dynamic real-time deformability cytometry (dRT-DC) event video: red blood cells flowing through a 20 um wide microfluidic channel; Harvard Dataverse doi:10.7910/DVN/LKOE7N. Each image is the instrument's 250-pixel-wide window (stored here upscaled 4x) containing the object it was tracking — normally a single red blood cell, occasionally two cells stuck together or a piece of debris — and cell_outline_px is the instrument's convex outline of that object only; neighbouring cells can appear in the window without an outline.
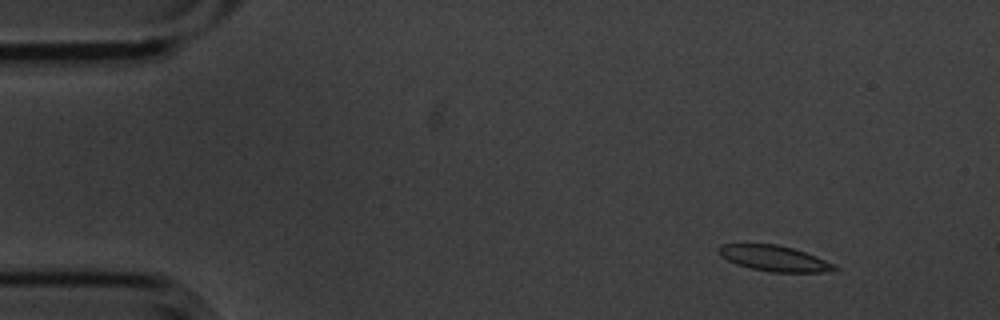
{"species": "common noctule bat (a hibernating species)", "species_latin": "Nyctalus noctula", "temperature_condition": "cold", "stored_images_in_passage": 5, "camera_frame_rate_fps": 3000, "um_per_image_px": 0.085, "animal": {"sex": "male", "body_mass_g": 20.1, "forearm_length_mm": 53.5}, "frame": {"image": 1, "passage_image": 1, "time_ms": 0.0, "image_size_px": [1000, 320], "cell_outline_px": [[840, 268], [824, 272], [768, 272], [736, 264], [720, 256], [716, 248], [720, 244], [776, 244], [792, 248], [816, 256]], "centroid_in_image_um": [65.75, 21.96], "position_along_channel_um": 19.2, "area_um2": 17.17}}
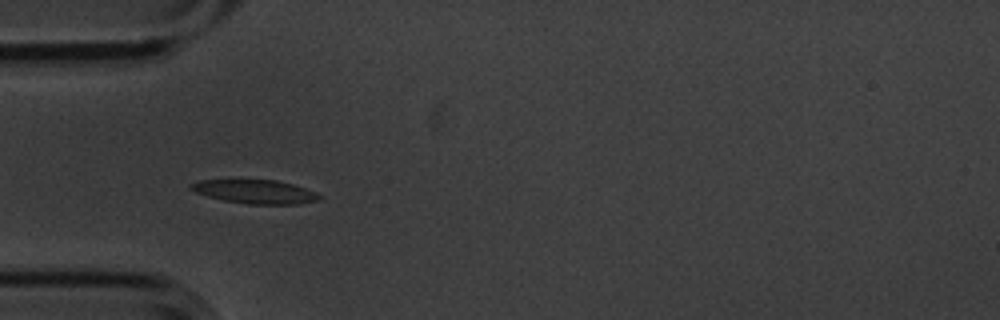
{"frame": {"image": 2, "passage_image": 4, "time_ms": 1.0, "image_size_px": [1000, 320], "cell_outline_px": [[324, 196], [320, 200], [300, 204], [248, 204], [224, 200], [208, 196], [196, 192], [188, 188], [188, 184], [200, 180], [276, 180], [292, 184], [316, 192]], "centroid_in_image_um": [21.71, 16.29], "position_along_channel_um": 63.3, "area_um2": 17.8}}
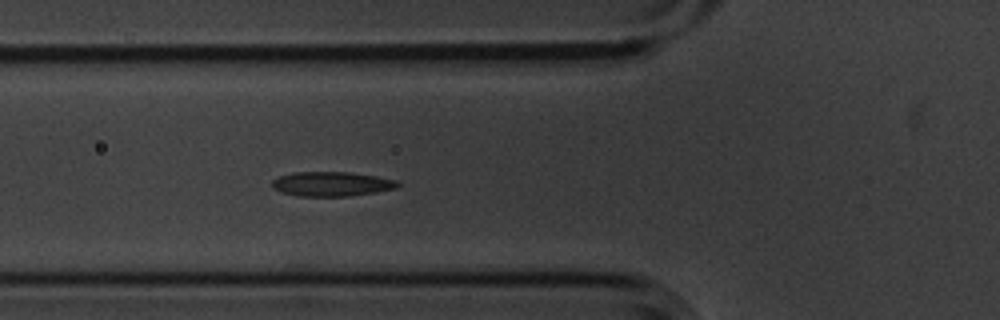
{"frame": {"image": 3, "passage_image": 5, "time_ms": 1.333, "image_size_px": [1000, 320], "cell_outline_px": [[400, 184], [396, 188], [376, 192], [348, 196], [296, 196], [280, 192], [272, 188], [272, 180], [280, 176], [292, 172], [348, 172], [376, 176], [396, 180]], "centroid_in_image_um": [28.15, 15.64], "position_along_channel_um": 97.6, "area_um2": 17.98}}